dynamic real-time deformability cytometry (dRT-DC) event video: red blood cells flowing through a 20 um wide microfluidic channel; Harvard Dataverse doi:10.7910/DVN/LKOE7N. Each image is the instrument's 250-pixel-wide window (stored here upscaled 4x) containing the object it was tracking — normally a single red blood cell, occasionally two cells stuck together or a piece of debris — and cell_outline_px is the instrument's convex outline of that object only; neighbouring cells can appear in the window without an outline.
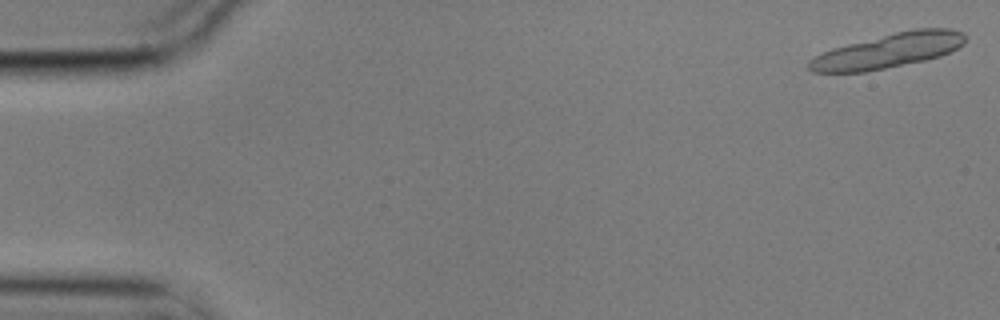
{"species": "common noctule bat (a hibernating species)", "species_latin": "Nyctalus noctula", "temperature_condition": "cold", "stored_images_in_passage": 8, "segment_of_instrument_passage": [1, 2], "camera_frame_rate_fps": 3000, "um_per_image_px": 0.085, "animal": {"sex": "male", "body_mass_g": 17.9}, "frame": {"image": 1, "passage_image": 1, "time_ms": 0.0, "image_size_px": [1000, 320], "cell_outline_px": [[964, 44], [940, 56], [924, 60], [864, 72], [812, 72], [808, 68], [808, 60], [832, 48], [912, 28], [948, 28], [964, 32]], "centroid_in_image_um": [75.5, 4.3], "position_along_channel_um": 9.5, "area_um2": 30.98}}